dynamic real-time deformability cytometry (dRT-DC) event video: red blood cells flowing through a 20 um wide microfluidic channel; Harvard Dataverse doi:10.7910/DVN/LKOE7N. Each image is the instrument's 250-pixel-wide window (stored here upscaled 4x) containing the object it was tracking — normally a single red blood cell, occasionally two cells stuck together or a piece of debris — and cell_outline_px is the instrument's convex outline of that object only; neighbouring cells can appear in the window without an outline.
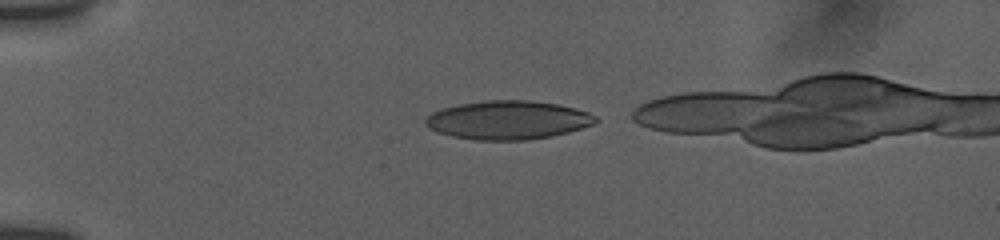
{"species": "human", "species_latin": "Homo sapiens", "temperature_condition": "room temperature", "stored_images_in_passage": 22, "camera_frame_rate_fps": 3000, "um_per_image_px": 0.085, "donor": {"sex": "female"}, "frame": {"image": 1, "passage_image": 1, "time_ms": 0.0, "image_size_px": [1000, 240], "cell_outline_px": [[600, 120], [592, 124], [568, 132], [552, 136], [528, 140], [476, 140], [452, 136], [428, 128], [424, 124], [424, 120], [432, 112], [440, 108], [460, 104], [484, 100], [528, 100], [556, 104], [576, 108], [588, 112], [596, 116]], "centroid_in_image_um": [43.16, 10.2], "position_along_channel_um": 41.8, "area_um2": 38.38}}
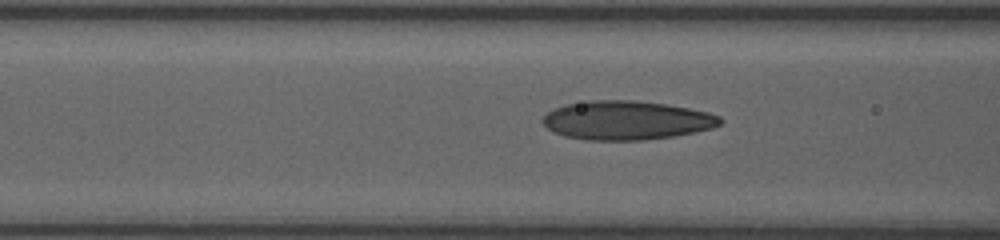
{"frame": {"image": 2, "passage_image": 11, "time_ms": 3.0, "image_size_px": [1000, 240], "cell_outline_px": [[724, 120], [720, 124], [712, 128], [672, 136], [644, 140], [588, 140], [564, 136], [552, 132], [540, 120], [548, 112], [556, 108], [568, 104], [588, 100], [636, 100], [668, 104], [708, 112], [720, 116]], "centroid_in_image_um": [53.25, 10.22], "position_along_channel_um": 113.4, "area_um2": 40.23}}
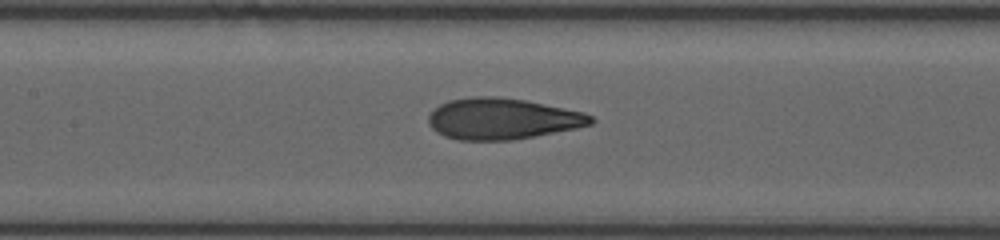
{"frame": {"image": 3, "passage_image": 18, "time_ms": 4.333, "image_size_px": [1000, 240], "cell_outline_px": [[596, 120], [592, 124], [576, 128], [512, 140], [460, 140], [444, 136], [436, 132], [428, 124], [428, 116], [440, 104], [448, 100], [472, 96], [500, 96], [524, 100], [584, 112], [592, 116]], "centroid_in_image_um": [42.68, 10.09], "position_along_channel_um": 164.7, "area_um2": 38.96}}